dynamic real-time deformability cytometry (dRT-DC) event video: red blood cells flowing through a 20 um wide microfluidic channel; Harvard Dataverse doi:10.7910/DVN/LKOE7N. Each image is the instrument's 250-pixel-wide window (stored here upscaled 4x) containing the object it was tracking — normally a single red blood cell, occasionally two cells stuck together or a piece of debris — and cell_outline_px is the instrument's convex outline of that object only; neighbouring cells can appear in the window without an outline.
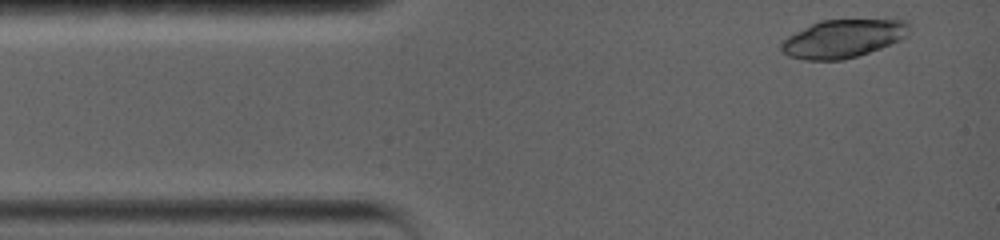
{"species": "common noctule bat (a hibernating species)", "species_latin": "Nyctalus noctula", "temperature_condition": "warm", "stored_images_in_passage": 4, "camera_frame_rate_fps": 5000, "um_per_image_px": 0.085, "animal": {"sex": "female", "body_mass_g": 19.0, "forearm_length_mm": 56.7}, "frame": {"image": 1, "passage_image": 2, "time_ms": 0.4, "image_size_px": [1000, 240], "cell_outline_px": [[908, 36], [900, 40], [880, 48], [844, 60], [804, 60], [788, 56], [780, 48], [780, 44], [788, 36], [820, 20], [908, 20]], "centroid_in_image_um": [71.65, 3.29], "position_along_channel_um": 13.3, "area_um2": 28.15}}